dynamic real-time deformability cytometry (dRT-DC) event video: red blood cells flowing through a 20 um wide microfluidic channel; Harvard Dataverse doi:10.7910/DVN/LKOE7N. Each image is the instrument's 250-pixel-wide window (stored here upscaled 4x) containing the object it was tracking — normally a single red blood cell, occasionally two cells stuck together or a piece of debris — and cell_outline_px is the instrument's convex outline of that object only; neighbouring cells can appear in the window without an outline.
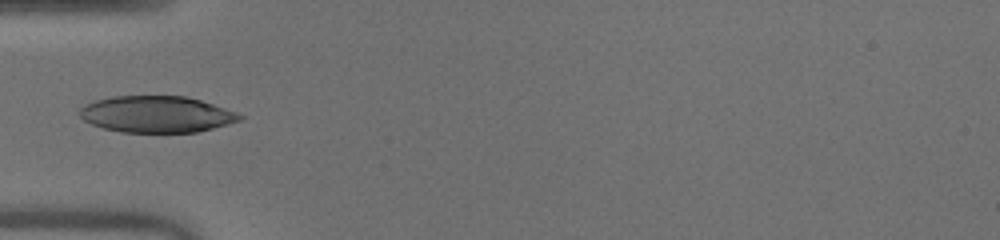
{"species": "human", "species_latin": "Homo sapiens", "temperature_condition": "warm", "stored_images_in_passage": 34, "camera_frame_rate_fps": 3000, "um_per_image_px": 0.085, "donor": {"sex": "male"}, "frame": {"image": 1, "passage_image": 1, "time_ms": 0.0, "image_size_px": [1000, 240], "cell_outline_px": [[244, 116], [240, 120], [228, 124], [196, 132], [120, 132], [104, 128], [92, 124], [84, 120], [80, 116], [80, 108], [96, 100], [112, 96], [184, 96], [200, 100], [236, 112]], "centroid_in_image_um": [13.3, 9.71], "position_along_channel_um": 71.7, "area_um2": 33.7}}
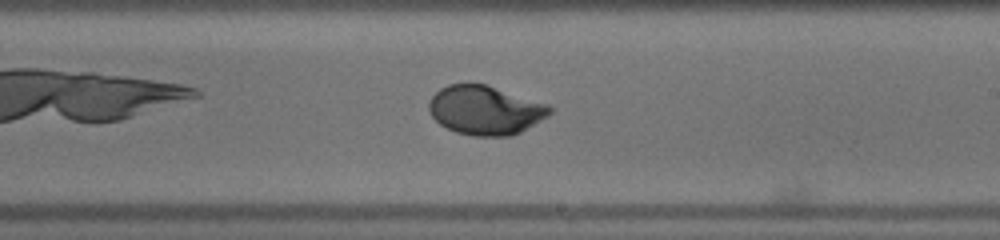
{"frame": {"image": 2, "passage_image": 14, "time_ms": 4.333, "image_size_px": [1000, 240], "cell_outline_px": [[552, 112], [548, 116], [520, 132], [512, 136], [472, 136], [456, 132], [440, 124], [432, 116], [428, 108], [428, 100], [440, 88], [448, 84], [484, 84], [548, 104], [552, 108]], "centroid_in_image_um": [41.23, 9.37], "position_along_channel_um": 247.8, "area_um2": 34.39}}
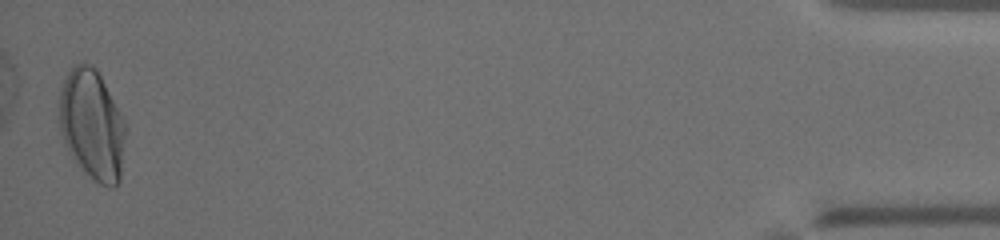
{"frame": {"image": 3, "passage_image": 34, "time_ms": 11.0, "image_size_px": [1000, 240], "cell_outline_px": [[128, 128], [120, 180], [116, 188], [108, 188], [100, 184], [72, 156], [64, 144], [60, 132], [60, 88], [68, 72], [76, 64], [88, 64], [96, 68], [120, 112]], "centroid_in_image_um": [7.87, 10.62], "position_along_channel_um": 427.3, "area_um2": 42.43}, "authors_computed_cell_mechanics": {"area_um2": 34.8534, "velocity_mm_per_s": 4.0518, "shape_relaxation_time_tau1_ms": 3.6753, "shape_relaxation_time_tau2_ms": null, "deformation_change_tau1": 0.1869, "deformation_change_tau2": null}}